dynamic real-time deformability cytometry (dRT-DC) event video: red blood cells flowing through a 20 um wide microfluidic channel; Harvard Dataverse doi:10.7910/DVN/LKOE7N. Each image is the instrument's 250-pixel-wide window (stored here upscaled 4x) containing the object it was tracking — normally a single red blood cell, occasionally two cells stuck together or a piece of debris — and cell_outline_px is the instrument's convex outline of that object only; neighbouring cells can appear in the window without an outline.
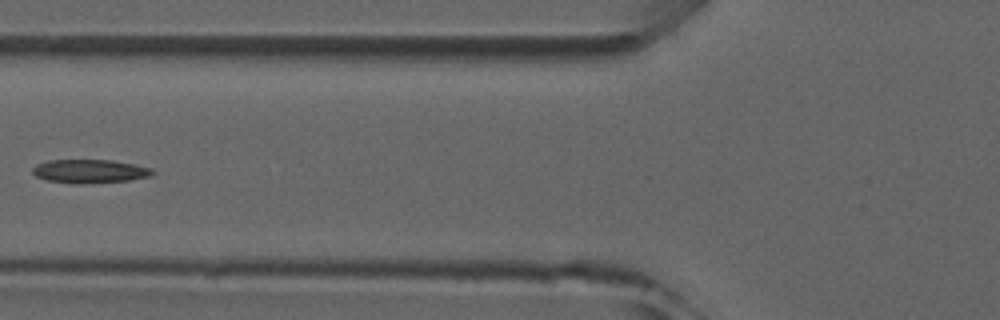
{"species": "common noctule bat (a hibernating species)", "species_latin": "Nyctalus noctula", "temperature_condition": "room temperature", "stored_images_in_passage": 6, "camera_frame_rate_fps": 3000, "um_per_image_px": 0.085, "animal": {"sex": "male", "forearm_length_mm": 52.5}, "frame": {"image": 1, "passage_image": 6, "time_ms": 5.667, "image_size_px": [1000, 320], "cell_outline_px": [[156, 172], [148, 176], [128, 180], [80, 184], [72, 184], [48, 180], [36, 176], [32, 172], [32, 168], [36, 164], [48, 160], [112, 160], [152, 168]], "centroid_in_image_um": [7.59, 14.55], "position_along_channel_um": 118.2, "area_um2": 16.42}}